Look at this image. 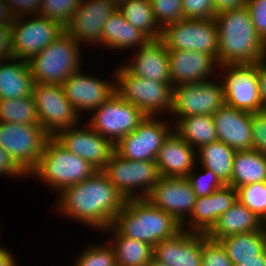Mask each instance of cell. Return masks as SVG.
I'll use <instances>...</instances> for the list:
<instances>
[{
    "instance_id": "cell-1",
    "label": "cell",
    "mask_w": 266,
    "mask_h": 266,
    "mask_svg": "<svg viewBox=\"0 0 266 266\" xmlns=\"http://www.w3.org/2000/svg\"><path fill=\"white\" fill-rule=\"evenodd\" d=\"M59 194L56 206L59 214L99 231L112 225L126 202L101 170L80 183L68 186Z\"/></svg>"
},
{
    "instance_id": "cell-2",
    "label": "cell",
    "mask_w": 266,
    "mask_h": 266,
    "mask_svg": "<svg viewBox=\"0 0 266 266\" xmlns=\"http://www.w3.org/2000/svg\"><path fill=\"white\" fill-rule=\"evenodd\" d=\"M218 32V65L265 62L263 39L257 33L248 7L215 15Z\"/></svg>"
},
{
    "instance_id": "cell-3",
    "label": "cell",
    "mask_w": 266,
    "mask_h": 266,
    "mask_svg": "<svg viewBox=\"0 0 266 266\" xmlns=\"http://www.w3.org/2000/svg\"><path fill=\"white\" fill-rule=\"evenodd\" d=\"M112 226L121 235L146 242L152 247L182 229L169 213L152 206L146 199L126 200Z\"/></svg>"
},
{
    "instance_id": "cell-4",
    "label": "cell",
    "mask_w": 266,
    "mask_h": 266,
    "mask_svg": "<svg viewBox=\"0 0 266 266\" xmlns=\"http://www.w3.org/2000/svg\"><path fill=\"white\" fill-rule=\"evenodd\" d=\"M98 171L91 163L67 151L53 136L45 142L36 167L28 176L38 177L60 193L68 186L92 177Z\"/></svg>"
},
{
    "instance_id": "cell-5",
    "label": "cell",
    "mask_w": 266,
    "mask_h": 266,
    "mask_svg": "<svg viewBox=\"0 0 266 266\" xmlns=\"http://www.w3.org/2000/svg\"><path fill=\"white\" fill-rule=\"evenodd\" d=\"M80 44L65 30L27 63L35 83L62 85L81 67Z\"/></svg>"
},
{
    "instance_id": "cell-6",
    "label": "cell",
    "mask_w": 266,
    "mask_h": 266,
    "mask_svg": "<svg viewBox=\"0 0 266 266\" xmlns=\"http://www.w3.org/2000/svg\"><path fill=\"white\" fill-rule=\"evenodd\" d=\"M117 71V72H116ZM115 75V92L125 101L132 103L146 116L156 117L172 108L173 87L131 74L124 66H119Z\"/></svg>"
},
{
    "instance_id": "cell-7",
    "label": "cell",
    "mask_w": 266,
    "mask_h": 266,
    "mask_svg": "<svg viewBox=\"0 0 266 266\" xmlns=\"http://www.w3.org/2000/svg\"><path fill=\"white\" fill-rule=\"evenodd\" d=\"M101 171L126 200L145 199L161 177L155 161L124 159L115 152Z\"/></svg>"
},
{
    "instance_id": "cell-8",
    "label": "cell",
    "mask_w": 266,
    "mask_h": 266,
    "mask_svg": "<svg viewBox=\"0 0 266 266\" xmlns=\"http://www.w3.org/2000/svg\"><path fill=\"white\" fill-rule=\"evenodd\" d=\"M49 137L41 125L0 122V147L27 175L36 167Z\"/></svg>"
},
{
    "instance_id": "cell-9",
    "label": "cell",
    "mask_w": 266,
    "mask_h": 266,
    "mask_svg": "<svg viewBox=\"0 0 266 266\" xmlns=\"http://www.w3.org/2000/svg\"><path fill=\"white\" fill-rule=\"evenodd\" d=\"M93 112L87 124L114 145L146 118L140 109L123 100L116 92Z\"/></svg>"
},
{
    "instance_id": "cell-10",
    "label": "cell",
    "mask_w": 266,
    "mask_h": 266,
    "mask_svg": "<svg viewBox=\"0 0 266 266\" xmlns=\"http://www.w3.org/2000/svg\"><path fill=\"white\" fill-rule=\"evenodd\" d=\"M161 40L168 50L201 51L218 63V32L214 18L183 19L162 29Z\"/></svg>"
},
{
    "instance_id": "cell-11",
    "label": "cell",
    "mask_w": 266,
    "mask_h": 266,
    "mask_svg": "<svg viewBox=\"0 0 266 266\" xmlns=\"http://www.w3.org/2000/svg\"><path fill=\"white\" fill-rule=\"evenodd\" d=\"M225 105L223 83L203 81L173 87L170 113L182 117L213 115Z\"/></svg>"
},
{
    "instance_id": "cell-12",
    "label": "cell",
    "mask_w": 266,
    "mask_h": 266,
    "mask_svg": "<svg viewBox=\"0 0 266 266\" xmlns=\"http://www.w3.org/2000/svg\"><path fill=\"white\" fill-rule=\"evenodd\" d=\"M24 17H16L11 26L12 56L28 61L61 35L65 27L40 15L30 20Z\"/></svg>"
},
{
    "instance_id": "cell-13",
    "label": "cell",
    "mask_w": 266,
    "mask_h": 266,
    "mask_svg": "<svg viewBox=\"0 0 266 266\" xmlns=\"http://www.w3.org/2000/svg\"><path fill=\"white\" fill-rule=\"evenodd\" d=\"M33 98L39 124L50 136H54L61 129L81 124L79 120L82 116L67 99L62 85L35 83Z\"/></svg>"
},
{
    "instance_id": "cell-14",
    "label": "cell",
    "mask_w": 266,
    "mask_h": 266,
    "mask_svg": "<svg viewBox=\"0 0 266 266\" xmlns=\"http://www.w3.org/2000/svg\"><path fill=\"white\" fill-rule=\"evenodd\" d=\"M157 118L146 116L133 132L114 145L115 153L129 160L155 161L163 142L174 130L170 123Z\"/></svg>"
},
{
    "instance_id": "cell-15",
    "label": "cell",
    "mask_w": 266,
    "mask_h": 266,
    "mask_svg": "<svg viewBox=\"0 0 266 266\" xmlns=\"http://www.w3.org/2000/svg\"><path fill=\"white\" fill-rule=\"evenodd\" d=\"M225 104L250 113L261 112L257 64L221 65Z\"/></svg>"
},
{
    "instance_id": "cell-16",
    "label": "cell",
    "mask_w": 266,
    "mask_h": 266,
    "mask_svg": "<svg viewBox=\"0 0 266 266\" xmlns=\"http://www.w3.org/2000/svg\"><path fill=\"white\" fill-rule=\"evenodd\" d=\"M78 128L77 125L61 129L53 137L71 153L102 170L115 152L114 144L95 132L88 124Z\"/></svg>"
},
{
    "instance_id": "cell-17",
    "label": "cell",
    "mask_w": 266,
    "mask_h": 266,
    "mask_svg": "<svg viewBox=\"0 0 266 266\" xmlns=\"http://www.w3.org/2000/svg\"><path fill=\"white\" fill-rule=\"evenodd\" d=\"M152 206L169 213L180 225L189 218L197 200L186 177H160L145 198Z\"/></svg>"
},
{
    "instance_id": "cell-18",
    "label": "cell",
    "mask_w": 266,
    "mask_h": 266,
    "mask_svg": "<svg viewBox=\"0 0 266 266\" xmlns=\"http://www.w3.org/2000/svg\"><path fill=\"white\" fill-rule=\"evenodd\" d=\"M116 10L117 4L113 1L82 0L65 30L79 44L84 41L102 45L103 26Z\"/></svg>"
},
{
    "instance_id": "cell-19",
    "label": "cell",
    "mask_w": 266,
    "mask_h": 266,
    "mask_svg": "<svg viewBox=\"0 0 266 266\" xmlns=\"http://www.w3.org/2000/svg\"><path fill=\"white\" fill-rule=\"evenodd\" d=\"M82 69L70 75L62 84L64 94L80 114L93 111L115 93V83L82 74Z\"/></svg>"
},
{
    "instance_id": "cell-20",
    "label": "cell",
    "mask_w": 266,
    "mask_h": 266,
    "mask_svg": "<svg viewBox=\"0 0 266 266\" xmlns=\"http://www.w3.org/2000/svg\"><path fill=\"white\" fill-rule=\"evenodd\" d=\"M237 200V190L230 185H224L208 196L199 197L194 204L190 218L186 219L189 220L184 221L181 228L190 232L207 233L218 218Z\"/></svg>"
},
{
    "instance_id": "cell-21",
    "label": "cell",
    "mask_w": 266,
    "mask_h": 266,
    "mask_svg": "<svg viewBox=\"0 0 266 266\" xmlns=\"http://www.w3.org/2000/svg\"><path fill=\"white\" fill-rule=\"evenodd\" d=\"M202 233L181 229L153 247V259L168 266H201Z\"/></svg>"
},
{
    "instance_id": "cell-22",
    "label": "cell",
    "mask_w": 266,
    "mask_h": 266,
    "mask_svg": "<svg viewBox=\"0 0 266 266\" xmlns=\"http://www.w3.org/2000/svg\"><path fill=\"white\" fill-rule=\"evenodd\" d=\"M168 52L172 87L209 81V76L213 72L216 74L217 69L220 70L217 61L205 52L188 50H168Z\"/></svg>"
},
{
    "instance_id": "cell-23",
    "label": "cell",
    "mask_w": 266,
    "mask_h": 266,
    "mask_svg": "<svg viewBox=\"0 0 266 266\" xmlns=\"http://www.w3.org/2000/svg\"><path fill=\"white\" fill-rule=\"evenodd\" d=\"M213 118L219 141L235 151L252 150V113L225 104Z\"/></svg>"
},
{
    "instance_id": "cell-24",
    "label": "cell",
    "mask_w": 266,
    "mask_h": 266,
    "mask_svg": "<svg viewBox=\"0 0 266 266\" xmlns=\"http://www.w3.org/2000/svg\"><path fill=\"white\" fill-rule=\"evenodd\" d=\"M196 155V150L173 130L163 142L155 162L162 177H187L200 165Z\"/></svg>"
},
{
    "instance_id": "cell-25",
    "label": "cell",
    "mask_w": 266,
    "mask_h": 266,
    "mask_svg": "<svg viewBox=\"0 0 266 266\" xmlns=\"http://www.w3.org/2000/svg\"><path fill=\"white\" fill-rule=\"evenodd\" d=\"M134 58L123 65L131 74L172 86L169 52L161 39L149 40L137 49Z\"/></svg>"
},
{
    "instance_id": "cell-26",
    "label": "cell",
    "mask_w": 266,
    "mask_h": 266,
    "mask_svg": "<svg viewBox=\"0 0 266 266\" xmlns=\"http://www.w3.org/2000/svg\"><path fill=\"white\" fill-rule=\"evenodd\" d=\"M34 85L27 61L14 57L0 60V99L32 96Z\"/></svg>"
},
{
    "instance_id": "cell-27",
    "label": "cell",
    "mask_w": 266,
    "mask_h": 266,
    "mask_svg": "<svg viewBox=\"0 0 266 266\" xmlns=\"http://www.w3.org/2000/svg\"><path fill=\"white\" fill-rule=\"evenodd\" d=\"M261 229V220L237 200L230 209L218 218L206 235L211 239L219 240L230 235Z\"/></svg>"
},
{
    "instance_id": "cell-28",
    "label": "cell",
    "mask_w": 266,
    "mask_h": 266,
    "mask_svg": "<svg viewBox=\"0 0 266 266\" xmlns=\"http://www.w3.org/2000/svg\"><path fill=\"white\" fill-rule=\"evenodd\" d=\"M150 39L140 30L132 26L125 17L116 10L103 26L102 47L118 50L139 48L146 44Z\"/></svg>"
},
{
    "instance_id": "cell-29",
    "label": "cell",
    "mask_w": 266,
    "mask_h": 266,
    "mask_svg": "<svg viewBox=\"0 0 266 266\" xmlns=\"http://www.w3.org/2000/svg\"><path fill=\"white\" fill-rule=\"evenodd\" d=\"M106 231L113 232L108 244L113 248L117 266H147L153 259V247L148 243L123 236L112 225Z\"/></svg>"
},
{
    "instance_id": "cell-30",
    "label": "cell",
    "mask_w": 266,
    "mask_h": 266,
    "mask_svg": "<svg viewBox=\"0 0 266 266\" xmlns=\"http://www.w3.org/2000/svg\"><path fill=\"white\" fill-rule=\"evenodd\" d=\"M264 181H266V156L256 150L236 151L230 186L236 189Z\"/></svg>"
},
{
    "instance_id": "cell-31",
    "label": "cell",
    "mask_w": 266,
    "mask_h": 266,
    "mask_svg": "<svg viewBox=\"0 0 266 266\" xmlns=\"http://www.w3.org/2000/svg\"><path fill=\"white\" fill-rule=\"evenodd\" d=\"M196 152L197 163L199 161L201 167L210 169L224 185H230L236 153L234 149L217 140L201 146Z\"/></svg>"
},
{
    "instance_id": "cell-32",
    "label": "cell",
    "mask_w": 266,
    "mask_h": 266,
    "mask_svg": "<svg viewBox=\"0 0 266 266\" xmlns=\"http://www.w3.org/2000/svg\"><path fill=\"white\" fill-rule=\"evenodd\" d=\"M173 127L174 131L195 150L218 140L213 115L182 117Z\"/></svg>"
},
{
    "instance_id": "cell-33",
    "label": "cell",
    "mask_w": 266,
    "mask_h": 266,
    "mask_svg": "<svg viewBox=\"0 0 266 266\" xmlns=\"http://www.w3.org/2000/svg\"><path fill=\"white\" fill-rule=\"evenodd\" d=\"M233 266L240 260L254 259L266 249V230L245 232L219 239Z\"/></svg>"
},
{
    "instance_id": "cell-34",
    "label": "cell",
    "mask_w": 266,
    "mask_h": 266,
    "mask_svg": "<svg viewBox=\"0 0 266 266\" xmlns=\"http://www.w3.org/2000/svg\"><path fill=\"white\" fill-rule=\"evenodd\" d=\"M117 10L150 40L161 39L162 29L154 18L150 0H124L117 5Z\"/></svg>"
},
{
    "instance_id": "cell-35",
    "label": "cell",
    "mask_w": 266,
    "mask_h": 266,
    "mask_svg": "<svg viewBox=\"0 0 266 266\" xmlns=\"http://www.w3.org/2000/svg\"><path fill=\"white\" fill-rule=\"evenodd\" d=\"M0 122L40 125L33 95L16 99H0Z\"/></svg>"
},
{
    "instance_id": "cell-36",
    "label": "cell",
    "mask_w": 266,
    "mask_h": 266,
    "mask_svg": "<svg viewBox=\"0 0 266 266\" xmlns=\"http://www.w3.org/2000/svg\"><path fill=\"white\" fill-rule=\"evenodd\" d=\"M237 190V199L260 220L266 215V181L244 185Z\"/></svg>"
},
{
    "instance_id": "cell-37",
    "label": "cell",
    "mask_w": 266,
    "mask_h": 266,
    "mask_svg": "<svg viewBox=\"0 0 266 266\" xmlns=\"http://www.w3.org/2000/svg\"><path fill=\"white\" fill-rule=\"evenodd\" d=\"M81 3L82 0H42L39 15L66 27Z\"/></svg>"
},
{
    "instance_id": "cell-38",
    "label": "cell",
    "mask_w": 266,
    "mask_h": 266,
    "mask_svg": "<svg viewBox=\"0 0 266 266\" xmlns=\"http://www.w3.org/2000/svg\"><path fill=\"white\" fill-rule=\"evenodd\" d=\"M182 2V0H150L154 18L161 29L184 19Z\"/></svg>"
},
{
    "instance_id": "cell-39",
    "label": "cell",
    "mask_w": 266,
    "mask_h": 266,
    "mask_svg": "<svg viewBox=\"0 0 266 266\" xmlns=\"http://www.w3.org/2000/svg\"><path fill=\"white\" fill-rule=\"evenodd\" d=\"M88 246L78 256L74 266H117L115 254L111 245L98 244Z\"/></svg>"
},
{
    "instance_id": "cell-40",
    "label": "cell",
    "mask_w": 266,
    "mask_h": 266,
    "mask_svg": "<svg viewBox=\"0 0 266 266\" xmlns=\"http://www.w3.org/2000/svg\"><path fill=\"white\" fill-rule=\"evenodd\" d=\"M201 266H233L232 261L219 240L202 233Z\"/></svg>"
},
{
    "instance_id": "cell-41",
    "label": "cell",
    "mask_w": 266,
    "mask_h": 266,
    "mask_svg": "<svg viewBox=\"0 0 266 266\" xmlns=\"http://www.w3.org/2000/svg\"><path fill=\"white\" fill-rule=\"evenodd\" d=\"M202 168L204 170L202 174L196 173L194 167V169L186 177L197 198L208 196L215 190L224 186V184L210 169L204 167Z\"/></svg>"
},
{
    "instance_id": "cell-42",
    "label": "cell",
    "mask_w": 266,
    "mask_h": 266,
    "mask_svg": "<svg viewBox=\"0 0 266 266\" xmlns=\"http://www.w3.org/2000/svg\"><path fill=\"white\" fill-rule=\"evenodd\" d=\"M184 19L208 20L215 17L214 0H182Z\"/></svg>"
},
{
    "instance_id": "cell-43",
    "label": "cell",
    "mask_w": 266,
    "mask_h": 266,
    "mask_svg": "<svg viewBox=\"0 0 266 266\" xmlns=\"http://www.w3.org/2000/svg\"><path fill=\"white\" fill-rule=\"evenodd\" d=\"M252 150L266 156V113L258 112L252 113Z\"/></svg>"
},
{
    "instance_id": "cell-44",
    "label": "cell",
    "mask_w": 266,
    "mask_h": 266,
    "mask_svg": "<svg viewBox=\"0 0 266 266\" xmlns=\"http://www.w3.org/2000/svg\"><path fill=\"white\" fill-rule=\"evenodd\" d=\"M246 6L257 33L263 39L266 35V0H248Z\"/></svg>"
},
{
    "instance_id": "cell-45",
    "label": "cell",
    "mask_w": 266,
    "mask_h": 266,
    "mask_svg": "<svg viewBox=\"0 0 266 266\" xmlns=\"http://www.w3.org/2000/svg\"><path fill=\"white\" fill-rule=\"evenodd\" d=\"M16 17L39 15L42 0H5Z\"/></svg>"
},
{
    "instance_id": "cell-46",
    "label": "cell",
    "mask_w": 266,
    "mask_h": 266,
    "mask_svg": "<svg viewBox=\"0 0 266 266\" xmlns=\"http://www.w3.org/2000/svg\"><path fill=\"white\" fill-rule=\"evenodd\" d=\"M23 177L27 174L15 163L12 157L0 147V175Z\"/></svg>"
},
{
    "instance_id": "cell-47",
    "label": "cell",
    "mask_w": 266,
    "mask_h": 266,
    "mask_svg": "<svg viewBox=\"0 0 266 266\" xmlns=\"http://www.w3.org/2000/svg\"><path fill=\"white\" fill-rule=\"evenodd\" d=\"M11 27L0 26V60L12 58Z\"/></svg>"
},
{
    "instance_id": "cell-48",
    "label": "cell",
    "mask_w": 266,
    "mask_h": 266,
    "mask_svg": "<svg viewBox=\"0 0 266 266\" xmlns=\"http://www.w3.org/2000/svg\"><path fill=\"white\" fill-rule=\"evenodd\" d=\"M257 77L261 100V112L266 113V62L257 63Z\"/></svg>"
},
{
    "instance_id": "cell-49",
    "label": "cell",
    "mask_w": 266,
    "mask_h": 266,
    "mask_svg": "<svg viewBox=\"0 0 266 266\" xmlns=\"http://www.w3.org/2000/svg\"><path fill=\"white\" fill-rule=\"evenodd\" d=\"M248 0H214V8L216 15L236 8L243 7Z\"/></svg>"
},
{
    "instance_id": "cell-50",
    "label": "cell",
    "mask_w": 266,
    "mask_h": 266,
    "mask_svg": "<svg viewBox=\"0 0 266 266\" xmlns=\"http://www.w3.org/2000/svg\"><path fill=\"white\" fill-rule=\"evenodd\" d=\"M16 16L11 11L10 6L5 0H0V26L11 27Z\"/></svg>"
},
{
    "instance_id": "cell-51",
    "label": "cell",
    "mask_w": 266,
    "mask_h": 266,
    "mask_svg": "<svg viewBox=\"0 0 266 266\" xmlns=\"http://www.w3.org/2000/svg\"><path fill=\"white\" fill-rule=\"evenodd\" d=\"M234 266H266V249L254 259L240 260V263Z\"/></svg>"
},
{
    "instance_id": "cell-52",
    "label": "cell",
    "mask_w": 266,
    "mask_h": 266,
    "mask_svg": "<svg viewBox=\"0 0 266 266\" xmlns=\"http://www.w3.org/2000/svg\"><path fill=\"white\" fill-rule=\"evenodd\" d=\"M15 260L5 247H0V266H18Z\"/></svg>"
},
{
    "instance_id": "cell-53",
    "label": "cell",
    "mask_w": 266,
    "mask_h": 266,
    "mask_svg": "<svg viewBox=\"0 0 266 266\" xmlns=\"http://www.w3.org/2000/svg\"><path fill=\"white\" fill-rule=\"evenodd\" d=\"M147 266H168V265L160 263L156 261L155 259H152Z\"/></svg>"
},
{
    "instance_id": "cell-54",
    "label": "cell",
    "mask_w": 266,
    "mask_h": 266,
    "mask_svg": "<svg viewBox=\"0 0 266 266\" xmlns=\"http://www.w3.org/2000/svg\"><path fill=\"white\" fill-rule=\"evenodd\" d=\"M263 54L266 62V35L263 37Z\"/></svg>"
},
{
    "instance_id": "cell-55",
    "label": "cell",
    "mask_w": 266,
    "mask_h": 266,
    "mask_svg": "<svg viewBox=\"0 0 266 266\" xmlns=\"http://www.w3.org/2000/svg\"><path fill=\"white\" fill-rule=\"evenodd\" d=\"M261 224H262V228H263L264 230H266V215H265V217L261 220Z\"/></svg>"
},
{
    "instance_id": "cell-56",
    "label": "cell",
    "mask_w": 266,
    "mask_h": 266,
    "mask_svg": "<svg viewBox=\"0 0 266 266\" xmlns=\"http://www.w3.org/2000/svg\"><path fill=\"white\" fill-rule=\"evenodd\" d=\"M109 1H113L114 3L118 5L121 1H124V0H109Z\"/></svg>"
}]
</instances>
